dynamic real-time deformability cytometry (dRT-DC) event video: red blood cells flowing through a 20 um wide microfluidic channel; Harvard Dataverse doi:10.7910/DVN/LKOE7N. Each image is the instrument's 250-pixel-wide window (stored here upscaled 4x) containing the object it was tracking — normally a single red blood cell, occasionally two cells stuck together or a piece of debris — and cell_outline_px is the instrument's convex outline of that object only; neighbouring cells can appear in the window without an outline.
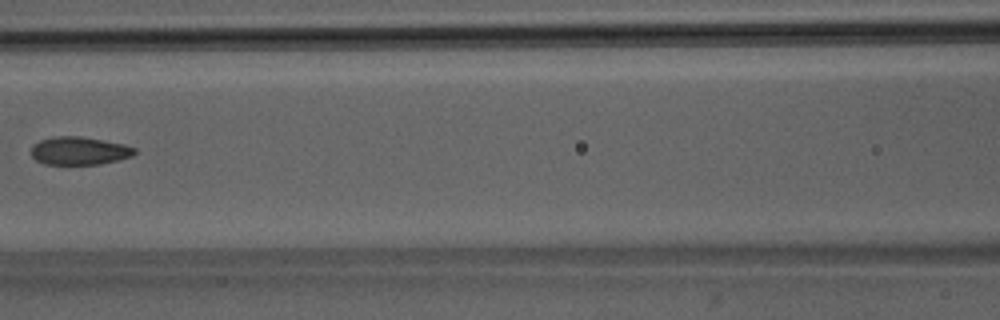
{"species": "Egyptian fruit bat (a non-hibernating species)", "species_latin": "Rousettus aegyptiacus", "temperature_condition": "room temperature", "stored_images_in_passage": 7, "camera_frame_rate_fps": 3000, "um_per_image_px": 0.085, "animal": {"sex": "male"}, "frame": {"image": 1, "passage_image": 7, "time_ms": 7.0, "image_size_px": [1000, 320], "cell_outline_px": [[136, 152], [132, 156], [100, 164], [44, 164], [36, 160], [32, 156], [32, 144], [40, 140], [52, 136], [80, 136], [124, 144], [136, 148]], "centroid_in_image_um": [6.72, 12.81], "position_along_channel_um": 159.9, "area_um2": 16.88}}